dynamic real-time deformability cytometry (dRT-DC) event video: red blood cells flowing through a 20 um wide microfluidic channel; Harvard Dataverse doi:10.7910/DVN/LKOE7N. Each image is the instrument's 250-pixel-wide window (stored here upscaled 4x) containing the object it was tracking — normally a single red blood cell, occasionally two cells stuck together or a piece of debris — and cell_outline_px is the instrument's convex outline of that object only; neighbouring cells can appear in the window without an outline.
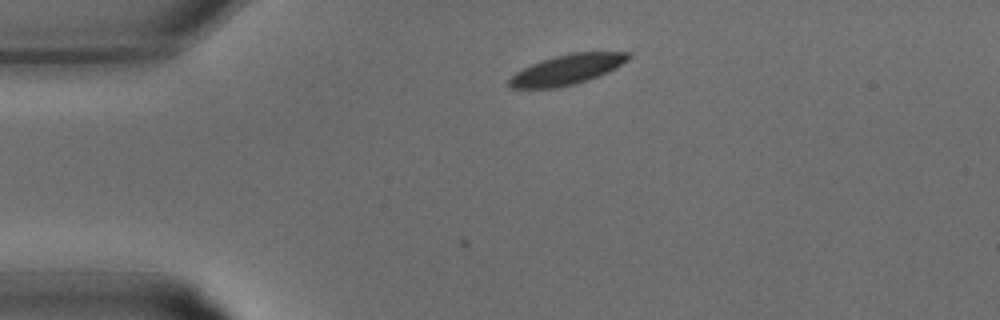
{"species": "common noctule bat (a hibernating species)", "species_latin": "Nyctalus noctula", "temperature_condition": "warm", "stored_images_in_passage": 3, "camera_frame_rate_fps": 3000, "um_per_image_px": 0.085, "animal": {"sex": "male", "body_mass_g": 15.6}, "frame": {"image": 1, "passage_image": 3, "time_ms": 0.667, "image_size_px": [1000, 320], "cell_outline_px": [[632, 56], [628, 60], [588, 80], [576, 84], [556, 88], [512, 88], [508, 84], [508, 80], [516, 72], [532, 64], [556, 56], [572, 52], [632, 52]], "centroid_in_image_um": [48.18, 5.91], "position_along_channel_um": 36.8, "area_um2": 20.46}}